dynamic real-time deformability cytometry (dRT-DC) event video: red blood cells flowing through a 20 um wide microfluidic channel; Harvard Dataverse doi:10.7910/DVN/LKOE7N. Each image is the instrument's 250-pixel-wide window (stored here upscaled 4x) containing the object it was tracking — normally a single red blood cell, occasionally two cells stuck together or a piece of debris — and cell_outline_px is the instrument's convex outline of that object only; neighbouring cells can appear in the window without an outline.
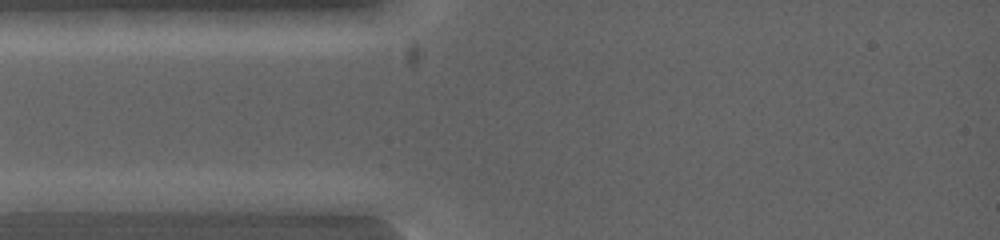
{"species": "common noctule bat (a hibernating species)", "species_latin": "Nyctalus noctula", "temperature_condition": "warm", "stored_images_in_passage": 4, "camera_frame_rate_fps": 5000, "um_per_image_px": 0.085, "animal": {"sex": "female", "body_mass_g": 19.0, "forearm_length_mm": 53.3}, "frame": {"image": 1, "passage_image": 2, "time_ms": 0.2, "image_size_px": [1000, 240], "cell_outline_px": [[104, 200], [96, 212], [16, 212], [16, 200], [64, 192], [80, 192]], "centroid_in_image_um": [5.1, 17.28], "position_along_channel_um": 79.9, "area_um2": 10.29}}